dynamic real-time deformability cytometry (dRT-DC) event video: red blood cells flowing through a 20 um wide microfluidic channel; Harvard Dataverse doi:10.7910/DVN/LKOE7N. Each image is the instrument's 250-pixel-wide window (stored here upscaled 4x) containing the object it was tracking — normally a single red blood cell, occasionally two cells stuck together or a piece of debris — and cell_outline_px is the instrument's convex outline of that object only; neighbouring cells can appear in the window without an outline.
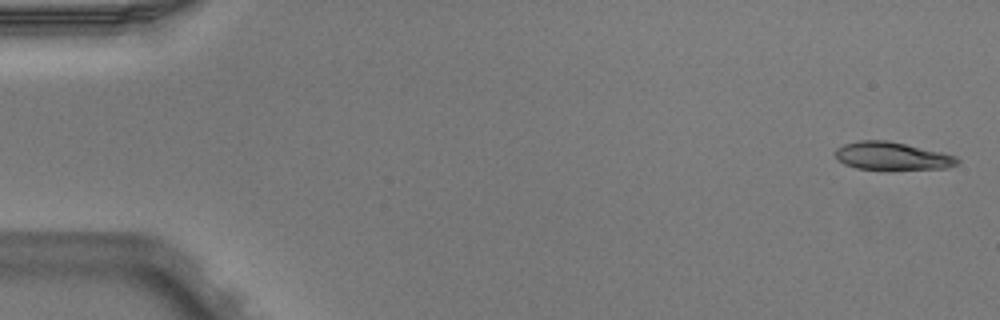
{"species": "Egyptian fruit bat (a non-hibernating species)", "species_latin": "Rousettus aegyptiacus", "temperature_condition": "warm", "stored_images_in_passage": 6, "camera_frame_rate_fps": 3000, "um_per_image_px": 0.085, "animal": {"sex": "male"}, "frame": {"image": 1, "passage_image": 1, "time_ms": 0.0, "image_size_px": [1000, 320], "cell_outline_px": [[960, 160], [956, 164], [948, 168], [888, 172], [856, 168], [844, 164], [836, 156], [836, 148], [844, 144], [860, 140], [888, 140], [940, 152], [956, 156]], "centroid_in_image_um": [75.84, 13.31], "position_along_channel_um": 9.2, "area_um2": 20.52}}